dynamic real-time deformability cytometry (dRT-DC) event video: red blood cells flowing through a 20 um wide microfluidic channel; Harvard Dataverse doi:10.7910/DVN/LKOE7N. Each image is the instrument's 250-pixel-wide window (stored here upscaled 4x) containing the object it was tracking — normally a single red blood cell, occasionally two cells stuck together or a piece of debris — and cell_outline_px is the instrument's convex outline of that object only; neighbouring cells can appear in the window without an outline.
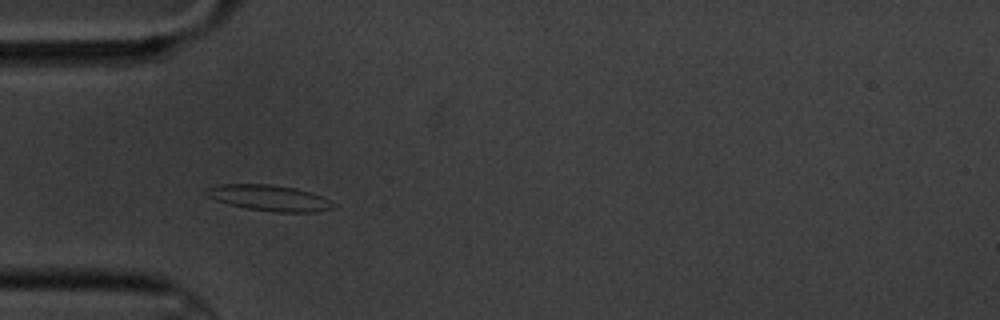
{"species": "common noctule bat (a hibernating species)", "species_latin": "Nyctalus noctula", "temperature_condition": "cold", "stored_images_in_passage": 5, "camera_frame_rate_fps": 3000, "um_per_image_px": 0.085, "animal": {"sex": "male", "body_mass_g": 20.1, "forearm_length_mm": 53.5}, "frame": {"image": 1, "passage_image": 4, "time_ms": 3.333, "image_size_px": [1000, 320], "cell_outline_px": [[336, 204], [332, 208], [316, 212], [272, 212], [248, 208], [228, 204], [216, 200], [200, 192], [204, 188], [216, 184], [272, 184], [296, 188], [320, 196]], "centroid_in_image_um": [22.79, 16.81], "position_along_channel_um": 62.2, "area_um2": 19.25}}